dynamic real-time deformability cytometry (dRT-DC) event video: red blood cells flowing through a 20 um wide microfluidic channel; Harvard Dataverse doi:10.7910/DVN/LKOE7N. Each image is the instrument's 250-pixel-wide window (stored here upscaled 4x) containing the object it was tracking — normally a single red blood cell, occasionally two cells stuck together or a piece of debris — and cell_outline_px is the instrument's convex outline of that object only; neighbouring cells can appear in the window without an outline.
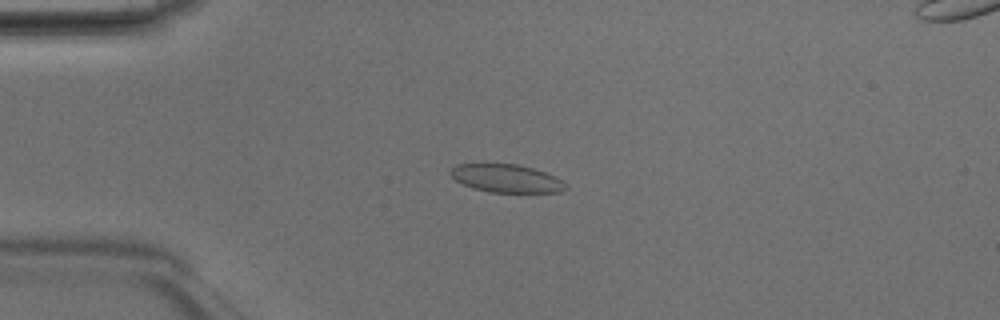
{"species": "Egyptian fruit bat (a non-hibernating species)", "species_latin": "Rousettus aegyptiacus", "temperature_condition": "room temperature", "stored_images_in_passage": 47, "camera_frame_rate_fps": 3000, "um_per_image_px": 0.085, "animal": {"sex": "male"}, "frame": {"image": 1, "passage_image": 11, "time_ms": 3.333, "image_size_px": [1000, 320], "cell_outline_px": [[568, 188], [560, 192], [488, 192], [472, 188], [456, 180], [448, 172], [456, 164], [516, 164], [532, 168], [556, 176], [568, 184]], "centroid_in_image_um": [43.07, 15.17], "position_along_channel_um": 41.9, "area_um2": 18.84}}
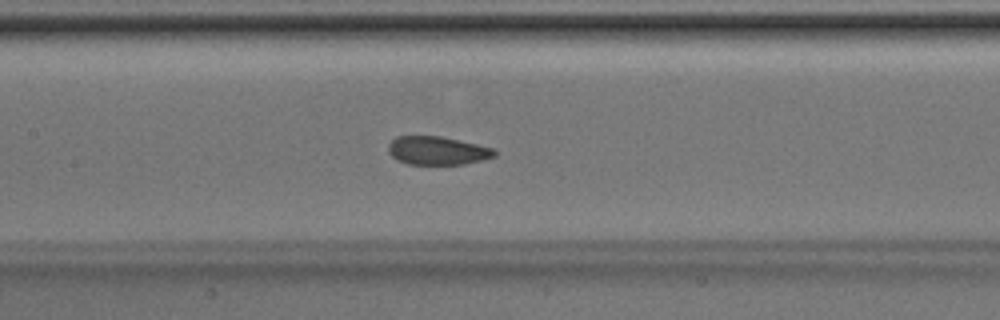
{"frame": {"image": 2, "passage_image": 22, "time_ms": 7.0, "image_size_px": [1000, 320], "cell_outline_px": [[496, 156], [464, 164], [408, 164], [396, 160], [388, 152], [388, 144], [396, 136], [440, 136], [476, 144], [492, 148], [496, 152]], "centroid_in_image_um": [37.13, 12.8], "position_along_channel_um": 170.3, "area_um2": 17.46}}
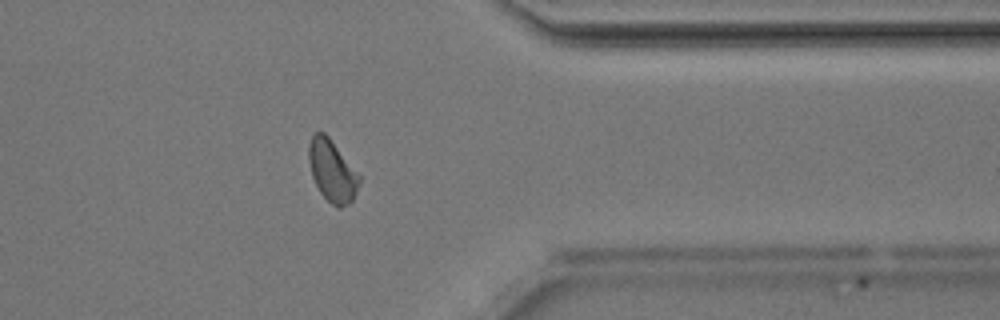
{"frame": {"image": 3, "passage_image": 38, "time_ms": 12.333, "image_size_px": [1000, 320], "cell_outline_px": [[360, 180], [352, 200], [348, 204], [340, 208], [332, 204], [320, 192], [312, 176], [308, 160], [308, 144], [312, 136], [316, 132], [324, 132], [328, 136], [360, 176]], "centroid_in_image_um": [28.2, 14.51], "position_along_channel_um": 383.2, "area_um2": 17.8}, "authors_computed_cell_mechanics": {"area_um2": 18.1492, "velocity_mm_per_s": 4.1895, "shape_relaxation_time_tau1_ms": 5.2682, "shape_relaxation_time_tau2_ms": null, "deformation_change_tau1": 0.1099, "deformation_change_tau2": null}}